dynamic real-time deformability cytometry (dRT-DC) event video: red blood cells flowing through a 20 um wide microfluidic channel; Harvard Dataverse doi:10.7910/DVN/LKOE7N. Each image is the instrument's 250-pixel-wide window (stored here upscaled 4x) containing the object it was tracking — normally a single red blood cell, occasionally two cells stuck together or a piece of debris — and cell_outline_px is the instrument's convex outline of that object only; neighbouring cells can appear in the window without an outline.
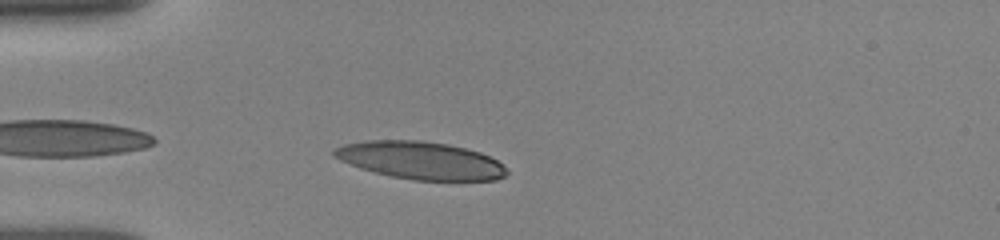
{"species": "human", "species_latin": "Homo sapiens", "temperature_condition": "room temperature", "stored_images_in_passage": 12, "camera_frame_rate_fps": 3000, "um_per_image_px": 0.085, "donor": {"sex": "female"}, "frame": {"image": 1, "passage_image": 7, "time_ms": 1.0, "image_size_px": [1000, 240], "cell_outline_px": [[508, 172], [504, 176], [496, 180], [412, 180], [392, 176], [360, 168], [340, 160], [332, 156], [332, 152], [336, 148], [344, 144], [364, 140], [420, 140], [448, 144], [480, 152], [496, 160]], "centroid_in_image_um": [35.71, 13.62], "position_along_channel_um": 49.3, "area_um2": 37.57}}